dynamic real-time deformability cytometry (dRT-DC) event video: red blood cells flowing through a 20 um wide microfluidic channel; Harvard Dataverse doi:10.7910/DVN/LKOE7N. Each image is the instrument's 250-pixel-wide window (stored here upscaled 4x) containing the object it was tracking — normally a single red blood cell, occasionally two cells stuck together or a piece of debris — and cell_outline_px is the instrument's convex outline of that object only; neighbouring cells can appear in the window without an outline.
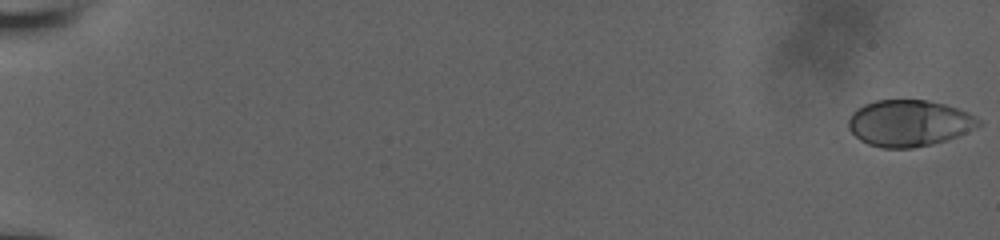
{"species": "human", "species_latin": "Homo sapiens", "temperature_condition": "room temperature", "stored_images_in_passage": 34, "camera_frame_rate_fps": 3000, "um_per_image_px": 0.085, "donor": {"sex": "male"}, "frame": {"image": 1, "passage_image": 1, "time_ms": 0.0, "image_size_px": [1000, 240], "cell_outline_px": [[984, 124], [956, 136], [932, 144], [912, 148], [880, 148], [868, 144], [860, 140], [848, 128], [848, 120], [852, 112], [856, 108], [864, 104], [876, 100], [928, 100], [944, 104], [968, 112], [980, 120]], "centroid_in_image_um": [77.24, 10.46], "position_along_channel_um": 7.8, "area_um2": 35.2}}
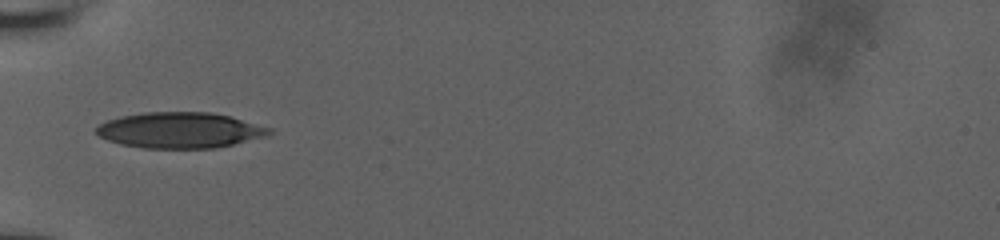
{"frame": {"image": 2, "passage_image": 26, "time_ms": 7.333, "image_size_px": [1000, 240], "cell_outline_px": [[272, 132], [268, 136], [216, 148], [144, 148], [120, 144], [108, 140], [100, 136], [96, 132], [96, 128], [100, 124], [108, 120], [120, 116], [144, 112], [212, 112], [228, 116], [272, 128]], "centroid_in_image_um": [15.3, 11.07], "position_along_channel_um": 69.7, "area_um2": 36.01}}
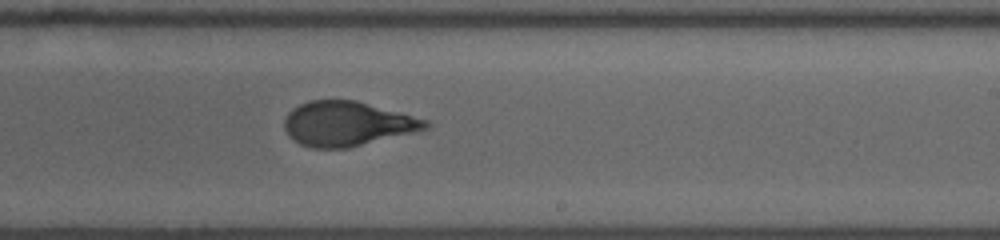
{"frame": {"image": 3, "passage_image": 34, "time_ms": 12.333, "image_size_px": [1000, 240], "cell_outline_px": [[432, 124], [428, 128], [348, 148], [312, 148], [300, 144], [292, 140], [288, 136], [284, 128], [284, 120], [288, 112], [292, 108], [308, 100], [356, 100], [428, 120]], "centroid_in_image_um": [29.46, 10.51], "position_along_channel_um": 259.5, "area_um2": 36.59}}